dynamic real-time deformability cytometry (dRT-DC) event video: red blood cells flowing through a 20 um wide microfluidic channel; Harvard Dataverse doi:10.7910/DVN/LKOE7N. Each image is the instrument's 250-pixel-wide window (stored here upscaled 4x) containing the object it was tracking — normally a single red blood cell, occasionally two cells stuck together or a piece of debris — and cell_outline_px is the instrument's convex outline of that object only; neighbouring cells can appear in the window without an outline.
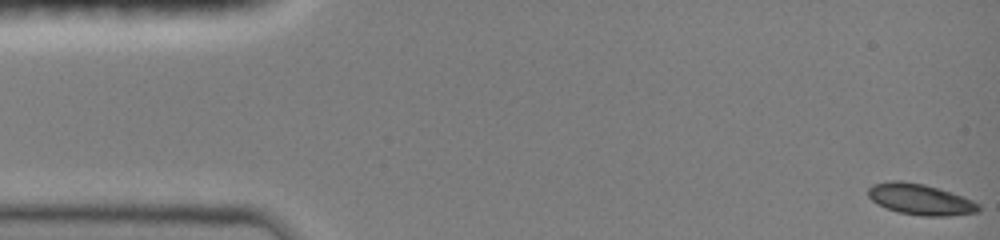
{"species": "common noctule bat (a hibernating species)", "species_latin": "Nyctalus noctula", "temperature_condition": "room temperature", "stored_images_in_passage": 47, "camera_frame_rate_fps": 3000, "um_per_image_px": 0.085, "animal": {"sex": "female", "body_mass_g": 19.0, "forearm_length_mm": 51.5}, "frame": {"image": 1, "passage_image": 1, "time_ms": 0.0, "image_size_px": [1000, 240], "cell_outline_px": [[980, 212], [948, 216], [924, 216], [900, 212], [876, 204], [868, 196], [868, 188], [872, 184], [888, 180], [900, 180], [924, 184], [972, 200], [980, 204]], "centroid_in_image_um": [78.2, 16.94], "position_along_channel_um": 6.8, "area_um2": 19.83}}
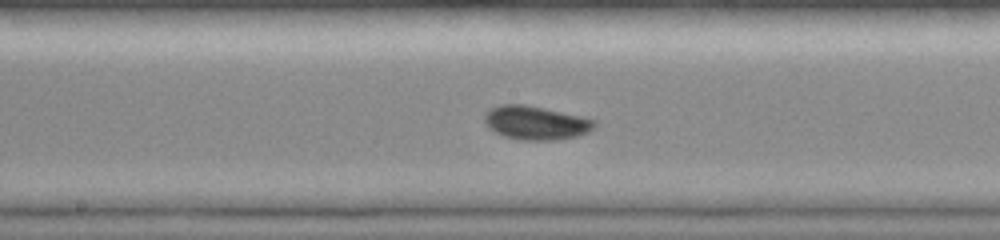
{"frame": {"image": 2, "passage_image": 25, "time_ms": 8.0, "image_size_px": [1000, 240], "cell_outline_px": [[596, 124], [588, 132], [576, 136], [552, 140], [524, 140], [504, 136], [488, 128], [484, 124], [484, 112], [500, 104], [524, 104], [584, 116], [596, 120]], "centroid_in_image_um": [45.52, 10.42], "position_along_channel_um": 202.7, "area_um2": 21.68}}
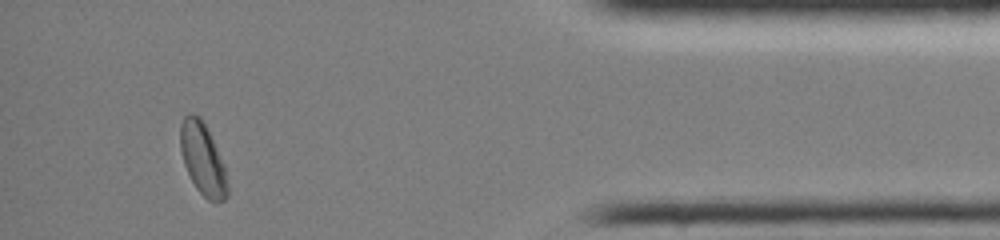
{"frame": {"image": 3, "passage_image": 44, "time_ms": 14.333, "image_size_px": [1000, 240], "cell_outline_px": [[228, 196], [224, 200], [216, 204], [208, 200], [196, 188], [184, 164], [180, 152], [180, 124], [184, 116], [188, 112], [192, 112], [200, 116], [224, 164], [228, 184]], "centroid_in_image_um": [17.23, 13.53], "position_along_channel_um": 418.0, "area_um2": 19.83}, "authors_computed_cell_mechanics": {"area_um2": 19.941, "velocity_mm_per_s": 3.9988, "shape_relaxation_time_tau1_ms": 3.9596, "shape_relaxation_time_tau2_ms": null, "deformation_change_tau1": 0.1018, "deformation_change_tau2": null}}